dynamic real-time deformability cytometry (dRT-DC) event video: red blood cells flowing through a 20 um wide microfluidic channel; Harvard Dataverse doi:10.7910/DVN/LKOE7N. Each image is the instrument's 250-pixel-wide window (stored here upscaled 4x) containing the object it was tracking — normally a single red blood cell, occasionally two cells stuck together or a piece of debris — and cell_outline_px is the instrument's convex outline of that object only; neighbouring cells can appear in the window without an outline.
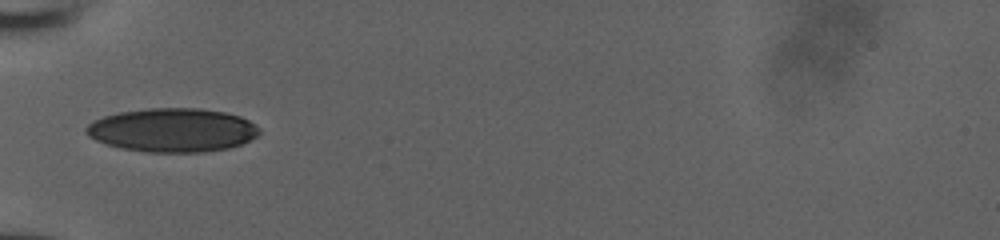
{"species": "human", "species_latin": "Homo sapiens", "temperature_condition": "room temperature", "stored_images_in_passage": 21, "camera_frame_rate_fps": 3000, "um_per_image_px": 0.085, "donor": {"sex": "male"}, "frame": {"image": 1, "passage_image": 1, "time_ms": 0.0, "image_size_px": [1000, 240], "cell_outline_px": [[260, 132], [256, 136], [240, 144], [228, 148], [204, 152], [148, 152], [124, 148], [108, 144], [96, 140], [88, 136], [84, 132], [84, 128], [88, 124], [104, 116], [120, 112], [148, 108], [200, 108], [224, 112], [240, 116], [256, 124], [260, 128]], "centroid_in_image_um": [14.67, 11.05], "position_along_channel_um": 70.3, "area_um2": 43.99}}
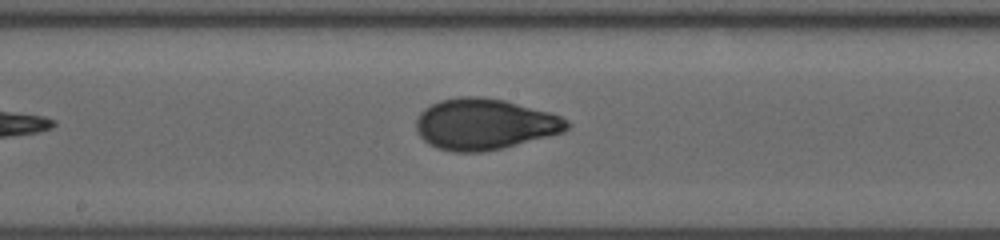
{"frame": {"image": 2, "passage_image": 11, "time_ms": 3.333, "image_size_px": [1000, 240], "cell_outline_px": [[572, 124], [564, 132], [484, 152], [452, 152], [436, 148], [428, 144], [420, 136], [416, 128], [416, 120], [420, 112], [424, 108], [440, 100], [460, 96], [476, 96], [504, 100], [548, 112], [560, 116], [568, 120]], "centroid_in_image_um": [41.16, 10.55], "position_along_channel_um": 207.0, "area_um2": 44.74}}
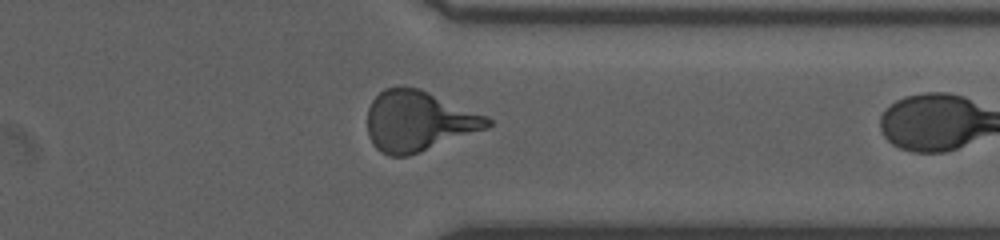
{"frame": {"image": 3, "passage_image": 20, "time_ms": 6.333, "image_size_px": [1000, 240], "cell_outline_px": [[492, 124], [488, 128], [420, 152], [408, 156], [388, 156], [380, 152], [372, 144], [368, 136], [368, 108], [372, 100], [384, 88], [420, 88], [488, 116], [492, 120]], "centroid_in_image_um": [35.57, 10.31], "position_along_channel_um": 375.8, "area_um2": 42.25}}